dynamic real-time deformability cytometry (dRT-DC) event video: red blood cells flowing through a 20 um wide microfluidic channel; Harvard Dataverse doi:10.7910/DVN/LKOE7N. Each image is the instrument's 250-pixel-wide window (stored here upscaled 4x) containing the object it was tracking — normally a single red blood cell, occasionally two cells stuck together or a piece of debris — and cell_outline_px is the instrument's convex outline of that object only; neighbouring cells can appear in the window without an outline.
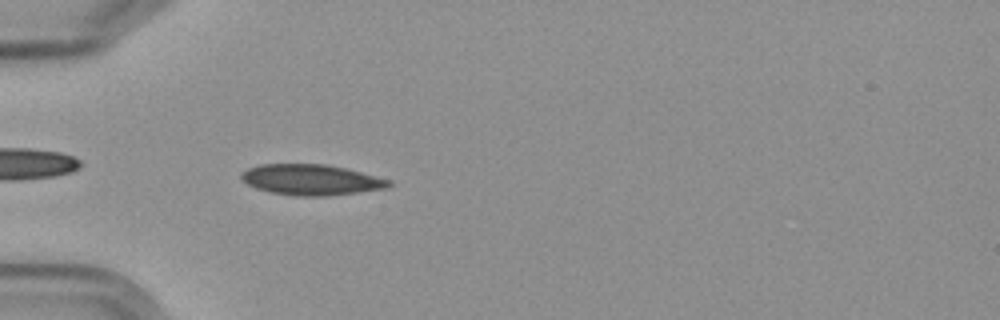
{"species": "Egyptian fruit bat (a non-hibernating species)", "species_latin": "Rousettus aegyptiacus", "temperature_condition": "cold", "stored_images_in_passage": 6, "camera_frame_rate_fps": 3000, "um_per_image_px": 0.085, "frame": {"image": 1, "passage_image": 6, "time_ms": 6.0, "image_size_px": [1000, 320], "cell_outline_px": [[392, 184], [388, 188], [328, 196], [296, 196], [272, 192], [256, 188], [240, 180], [240, 172], [248, 168], [260, 164], [328, 164], [360, 172], [388, 180]], "centroid_in_image_um": [26.39, 15.28], "position_along_channel_um": 58.6, "area_um2": 26.3}}